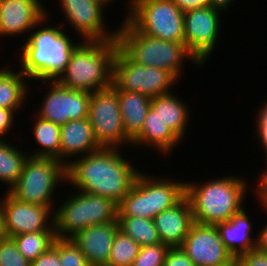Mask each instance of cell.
Instances as JSON below:
<instances>
[{"mask_svg":"<svg viewBox=\"0 0 267 266\" xmlns=\"http://www.w3.org/2000/svg\"><path fill=\"white\" fill-rule=\"evenodd\" d=\"M120 150L101 148L73 159L66 166V183L75 191L106 197L119 204L140 172Z\"/></svg>","mask_w":267,"mask_h":266,"instance_id":"1","label":"cell"},{"mask_svg":"<svg viewBox=\"0 0 267 266\" xmlns=\"http://www.w3.org/2000/svg\"><path fill=\"white\" fill-rule=\"evenodd\" d=\"M48 11L47 15L31 30L27 39L25 38L21 46V58L18 61L20 70L29 80H35V82L56 81L65 71L71 54L81 43L72 41L70 34L68 36L63 30V22L57 26L49 25L47 22L51 19Z\"/></svg>","mask_w":267,"mask_h":266,"instance_id":"2","label":"cell"},{"mask_svg":"<svg viewBox=\"0 0 267 266\" xmlns=\"http://www.w3.org/2000/svg\"><path fill=\"white\" fill-rule=\"evenodd\" d=\"M193 182L185 183V195L191 203L193 221L203 225L229 220L244 207L246 195L251 189V183L242 176L217 177L203 181V184Z\"/></svg>","mask_w":267,"mask_h":266,"instance_id":"3","label":"cell"},{"mask_svg":"<svg viewBox=\"0 0 267 266\" xmlns=\"http://www.w3.org/2000/svg\"><path fill=\"white\" fill-rule=\"evenodd\" d=\"M120 24L117 26L116 35L118 49L130 61L147 67L166 69L177 79H181V75L184 74L181 70L187 59L193 62L196 68H202V65L186 49L185 43L145 35L138 32L125 18Z\"/></svg>","mask_w":267,"mask_h":266,"instance_id":"4","label":"cell"},{"mask_svg":"<svg viewBox=\"0 0 267 266\" xmlns=\"http://www.w3.org/2000/svg\"><path fill=\"white\" fill-rule=\"evenodd\" d=\"M117 49L116 40L82 41L56 81L66 88L90 93L112 86L113 60Z\"/></svg>","mask_w":267,"mask_h":266,"instance_id":"5","label":"cell"},{"mask_svg":"<svg viewBox=\"0 0 267 266\" xmlns=\"http://www.w3.org/2000/svg\"><path fill=\"white\" fill-rule=\"evenodd\" d=\"M140 171L133 186L118 204V216L153 220L185 196L186 181L168 180L167 175L154 177Z\"/></svg>","mask_w":267,"mask_h":266,"instance_id":"6","label":"cell"},{"mask_svg":"<svg viewBox=\"0 0 267 266\" xmlns=\"http://www.w3.org/2000/svg\"><path fill=\"white\" fill-rule=\"evenodd\" d=\"M70 193L67 201L54 209L56 237L71 238L89 226L118 222V204L112 199L82 191Z\"/></svg>","mask_w":267,"mask_h":266,"instance_id":"7","label":"cell"},{"mask_svg":"<svg viewBox=\"0 0 267 266\" xmlns=\"http://www.w3.org/2000/svg\"><path fill=\"white\" fill-rule=\"evenodd\" d=\"M126 20L150 37L185 43L184 12L172 0H127Z\"/></svg>","mask_w":267,"mask_h":266,"instance_id":"8","label":"cell"},{"mask_svg":"<svg viewBox=\"0 0 267 266\" xmlns=\"http://www.w3.org/2000/svg\"><path fill=\"white\" fill-rule=\"evenodd\" d=\"M61 182L66 184V166L61 161L28 156L17 183L7 192L24 203L53 206L52 197Z\"/></svg>","mask_w":267,"mask_h":266,"instance_id":"9","label":"cell"},{"mask_svg":"<svg viewBox=\"0 0 267 266\" xmlns=\"http://www.w3.org/2000/svg\"><path fill=\"white\" fill-rule=\"evenodd\" d=\"M88 119L101 148H124L132 140L124 130L117 88L112 86L91 93ZM123 145V147H122Z\"/></svg>","mask_w":267,"mask_h":266,"instance_id":"10","label":"cell"},{"mask_svg":"<svg viewBox=\"0 0 267 266\" xmlns=\"http://www.w3.org/2000/svg\"><path fill=\"white\" fill-rule=\"evenodd\" d=\"M178 81L168 70L136 64L117 49L113 60L112 84L118 90L139 92L153 98L170 93Z\"/></svg>","mask_w":267,"mask_h":266,"instance_id":"11","label":"cell"},{"mask_svg":"<svg viewBox=\"0 0 267 266\" xmlns=\"http://www.w3.org/2000/svg\"><path fill=\"white\" fill-rule=\"evenodd\" d=\"M220 13L223 11L213 6L184 11L185 47L202 66L210 59L218 43Z\"/></svg>","mask_w":267,"mask_h":266,"instance_id":"12","label":"cell"},{"mask_svg":"<svg viewBox=\"0 0 267 266\" xmlns=\"http://www.w3.org/2000/svg\"><path fill=\"white\" fill-rule=\"evenodd\" d=\"M5 237L11 238L29 232L55 231L54 206L21 202L7 191L0 198Z\"/></svg>","mask_w":267,"mask_h":266,"instance_id":"13","label":"cell"},{"mask_svg":"<svg viewBox=\"0 0 267 266\" xmlns=\"http://www.w3.org/2000/svg\"><path fill=\"white\" fill-rule=\"evenodd\" d=\"M39 83H44L48 91L38 106V116L58 125L88 117L90 92L66 88L57 81Z\"/></svg>","mask_w":267,"mask_h":266,"instance_id":"14","label":"cell"},{"mask_svg":"<svg viewBox=\"0 0 267 266\" xmlns=\"http://www.w3.org/2000/svg\"><path fill=\"white\" fill-rule=\"evenodd\" d=\"M65 20L82 36L81 41L116 40L117 29L107 30L104 8L107 5L102 0H59ZM110 31V32H108Z\"/></svg>","mask_w":267,"mask_h":266,"instance_id":"15","label":"cell"},{"mask_svg":"<svg viewBox=\"0 0 267 266\" xmlns=\"http://www.w3.org/2000/svg\"><path fill=\"white\" fill-rule=\"evenodd\" d=\"M181 248L195 266H228L235 261L221 241L215 225L194 222Z\"/></svg>","mask_w":267,"mask_h":266,"instance_id":"16","label":"cell"},{"mask_svg":"<svg viewBox=\"0 0 267 266\" xmlns=\"http://www.w3.org/2000/svg\"><path fill=\"white\" fill-rule=\"evenodd\" d=\"M41 0H3L0 14V38L22 36L47 15ZM29 32V33H28Z\"/></svg>","mask_w":267,"mask_h":266,"instance_id":"17","label":"cell"},{"mask_svg":"<svg viewBox=\"0 0 267 266\" xmlns=\"http://www.w3.org/2000/svg\"><path fill=\"white\" fill-rule=\"evenodd\" d=\"M118 229V222L92 225L77 232L71 239L83 252L90 266H106Z\"/></svg>","mask_w":267,"mask_h":266,"instance_id":"18","label":"cell"},{"mask_svg":"<svg viewBox=\"0 0 267 266\" xmlns=\"http://www.w3.org/2000/svg\"><path fill=\"white\" fill-rule=\"evenodd\" d=\"M153 222L161 243L169 247H181L194 223L189 198L185 195L173 207L155 216Z\"/></svg>","mask_w":267,"mask_h":266,"instance_id":"19","label":"cell"},{"mask_svg":"<svg viewBox=\"0 0 267 266\" xmlns=\"http://www.w3.org/2000/svg\"><path fill=\"white\" fill-rule=\"evenodd\" d=\"M100 149L101 147L94 137L92 125L88 117L79 120H70L61 125L60 161L65 166L72 159L96 152Z\"/></svg>","mask_w":267,"mask_h":266,"instance_id":"20","label":"cell"},{"mask_svg":"<svg viewBox=\"0 0 267 266\" xmlns=\"http://www.w3.org/2000/svg\"><path fill=\"white\" fill-rule=\"evenodd\" d=\"M246 212V208L243 207L229 220L215 225L221 241L235 260L256 247L257 237H254L255 234L252 235V220Z\"/></svg>","mask_w":267,"mask_h":266,"instance_id":"21","label":"cell"},{"mask_svg":"<svg viewBox=\"0 0 267 266\" xmlns=\"http://www.w3.org/2000/svg\"><path fill=\"white\" fill-rule=\"evenodd\" d=\"M182 143L174 132L164 124L158 113L150 107L147 112L145 122L141 132L132 140L131 148L147 146L165 155V157L174 150L173 147ZM173 149V150H172Z\"/></svg>","mask_w":267,"mask_h":266,"instance_id":"22","label":"cell"},{"mask_svg":"<svg viewBox=\"0 0 267 266\" xmlns=\"http://www.w3.org/2000/svg\"><path fill=\"white\" fill-rule=\"evenodd\" d=\"M175 92L159 95L151 99V107L158 113L164 124L182 141L189 126L190 108Z\"/></svg>","mask_w":267,"mask_h":266,"instance_id":"23","label":"cell"},{"mask_svg":"<svg viewBox=\"0 0 267 266\" xmlns=\"http://www.w3.org/2000/svg\"><path fill=\"white\" fill-rule=\"evenodd\" d=\"M119 107L126 135L133 140L142 130L148 110L151 107V97L132 91L117 89Z\"/></svg>","mask_w":267,"mask_h":266,"instance_id":"24","label":"cell"},{"mask_svg":"<svg viewBox=\"0 0 267 266\" xmlns=\"http://www.w3.org/2000/svg\"><path fill=\"white\" fill-rule=\"evenodd\" d=\"M29 82L31 81L20 69L15 72L13 68L3 66L0 69V107L18 114L23 105L27 104L29 89H32Z\"/></svg>","mask_w":267,"mask_h":266,"instance_id":"25","label":"cell"},{"mask_svg":"<svg viewBox=\"0 0 267 266\" xmlns=\"http://www.w3.org/2000/svg\"><path fill=\"white\" fill-rule=\"evenodd\" d=\"M33 124L32 134L37 146L41 149L30 151L29 156L54 158L60 161V131L61 125L55 124L49 120L37 115Z\"/></svg>","mask_w":267,"mask_h":266,"instance_id":"26","label":"cell"},{"mask_svg":"<svg viewBox=\"0 0 267 266\" xmlns=\"http://www.w3.org/2000/svg\"><path fill=\"white\" fill-rule=\"evenodd\" d=\"M11 143L8 139H0V184L4 185L5 183L9 187L7 190L17 183L29 156L28 153L23 152V149L17 148Z\"/></svg>","mask_w":267,"mask_h":266,"instance_id":"27","label":"cell"},{"mask_svg":"<svg viewBox=\"0 0 267 266\" xmlns=\"http://www.w3.org/2000/svg\"><path fill=\"white\" fill-rule=\"evenodd\" d=\"M119 229L141 247L161 243L153 220L140 217L118 216Z\"/></svg>","mask_w":267,"mask_h":266,"instance_id":"28","label":"cell"},{"mask_svg":"<svg viewBox=\"0 0 267 266\" xmlns=\"http://www.w3.org/2000/svg\"><path fill=\"white\" fill-rule=\"evenodd\" d=\"M18 251L30 262L46 252L56 238L55 231L29 232L11 237Z\"/></svg>","mask_w":267,"mask_h":266,"instance_id":"29","label":"cell"},{"mask_svg":"<svg viewBox=\"0 0 267 266\" xmlns=\"http://www.w3.org/2000/svg\"><path fill=\"white\" fill-rule=\"evenodd\" d=\"M140 247L135 240L118 229L106 266H132Z\"/></svg>","mask_w":267,"mask_h":266,"instance_id":"30","label":"cell"},{"mask_svg":"<svg viewBox=\"0 0 267 266\" xmlns=\"http://www.w3.org/2000/svg\"><path fill=\"white\" fill-rule=\"evenodd\" d=\"M169 248L163 243L142 246L132 266H163Z\"/></svg>","mask_w":267,"mask_h":266,"instance_id":"31","label":"cell"},{"mask_svg":"<svg viewBox=\"0 0 267 266\" xmlns=\"http://www.w3.org/2000/svg\"><path fill=\"white\" fill-rule=\"evenodd\" d=\"M59 257L61 266H90L71 238H59Z\"/></svg>","mask_w":267,"mask_h":266,"instance_id":"32","label":"cell"},{"mask_svg":"<svg viewBox=\"0 0 267 266\" xmlns=\"http://www.w3.org/2000/svg\"><path fill=\"white\" fill-rule=\"evenodd\" d=\"M31 262L19 251L12 238L0 239V266H30Z\"/></svg>","mask_w":267,"mask_h":266,"instance_id":"33","label":"cell"},{"mask_svg":"<svg viewBox=\"0 0 267 266\" xmlns=\"http://www.w3.org/2000/svg\"><path fill=\"white\" fill-rule=\"evenodd\" d=\"M262 105L261 108L259 106V110L258 108L256 110L258 113L255 115L257 116L255 117L257 118L255 119V134L257 135L260 142L259 144H261L264 153H267V102H264Z\"/></svg>","mask_w":267,"mask_h":266,"instance_id":"34","label":"cell"},{"mask_svg":"<svg viewBox=\"0 0 267 266\" xmlns=\"http://www.w3.org/2000/svg\"><path fill=\"white\" fill-rule=\"evenodd\" d=\"M30 266H61L59 257V237H56L53 245L37 259L31 261Z\"/></svg>","mask_w":267,"mask_h":266,"instance_id":"35","label":"cell"},{"mask_svg":"<svg viewBox=\"0 0 267 266\" xmlns=\"http://www.w3.org/2000/svg\"><path fill=\"white\" fill-rule=\"evenodd\" d=\"M163 266H195L181 247H170Z\"/></svg>","mask_w":267,"mask_h":266,"instance_id":"36","label":"cell"},{"mask_svg":"<svg viewBox=\"0 0 267 266\" xmlns=\"http://www.w3.org/2000/svg\"><path fill=\"white\" fill-rule=\"evenodd\" d=\"M237 261L242 266H267V253L255 248L241 255Z\"/></svg>","mask_w":267,"mask_h":266,"instance_id":"37","label":"cell"},{"mask_svg":"<svg viewBox=\"0 0 267 266\" xmlns=\"http://www.w3.org/2000/svg\"><path fill=\"white\" fill-rule=\"evenodd\" d=\"M16 116L17 115L13 110L0 107V139L7 133L10 134L13 125H16L14 124Z\"/></svg>","mask_w":267,"mask_h":266,"instance_id":"38","label":"cell"},{"mask_svg":"<svg viewBox=\"0 0 267 266\" xmlns=\"http://www.w3.org/2000/svg\"><path fill=\"white\" fill-rule=\"evenodd\" d=\"M181 11L212 6V0H172Z\"/></svg>","mask_w":267,"mask_h":266,"instance_id":"39","label":"cell"},{"mask_svg":"<svg viewBox=\"0 0 267 266\" xmlns=\"http://www.w3.org/2000/svg\"><path fill=\"white\" fill-rule=\"evenodd\" d=\"M265 157V163H266V168L263 172H261V174L258 175V179H256L257 181H255L256 186L252 187L254 189L255 192L254 196L256 194L257 198H259L266 190H267V153H265L264 155Z\"/></svg>","mask_w":267,"mask_h":266,"instance_id":"40","label":"cell"},{"mask_svg":"<svg viewBox=\"0 0 267 266\" xmlns=\"http://www.w3.org/2000/svg\"><path fill=\"white\" fill-rule=\"evenodd\" d=\"M267 212V209H264ZM256 249L267 253V223L261 227L256 235Z\"/></svg>","mask_w":267,"mask_h":266,"instance_id":"41","label":"cell"},{"mask_svg":"<svg viewBox=\"0 0 267 266\" xmlns=\"http://www.w3.org/2000/svg\"><path fill=\"white\" fill-rule=\"evenodd\" d=\"M233 1L235 0H212V6L216 9L224 11L232 5Z\"/></svg>","mask_w":267,"mask_h":266,"instance_id":"42","label":"cell"},{"mask_svg":"<svg viewBox=\"0 0 267 266\" xmlns=\"http://www.w3.org/2000/svg\"><path fill=\"white\" fill-rule=\"evenodd\" d=\"M260 203H257L261 205L263 208L262 209H267V190L259 197L257 198Z\"/></svg>","mask_w":267,"mask_h":266,"instance_id":"43","label":"cell"},{"mask_svg":"<svg viewBox=\"0 0 267 266\" xmlns=\"http://www.w3.org/2000/svg\"><path fill=\"white\" fill-rule=\"evenodd\" d=\"M5 237L4 230H3V213L0 206V239Z\"/></svg>","mask_w":267,"mask_h":266,"instance_id":"44","label":"cell"},{"mask_svg":"<svg viewBox=\"0 0 267 266\" xmlns=\"http://www.w3.org/2000/svg\"><path fill=\"white\" fill-rule=\"evenodd\" d=\"M106 5H112V3L116 0H102ZM111 3V4H109Z\"/></svg>","mask_w":267,"mask_h":266,"instance_id":"45","label":"cell"},{"mask_svg":"<svg viewBox=\"0 0 267 266\" xmlns=\"http://www.w3.org/2000/svg\"><path fill=\"white\" fill-rule=\"evenodd\" d=\"M234 266H242L237 260L234 261Z\"/></svg>","mask_w":267,"mask_h":266,"instance_id":"46","label":"cell"},{"mask_svg":"<svg viewBox=\"0 0 267 266\" xmlns=\"http://www.w3.org/2000/svg\"><path fill=\"white\" fill-rule=\"evenodd\" d=\"M3 0H0V14H1V6H2Z\"/></svg>","mask_w":267,"mask_h":266,"instance_id":"47","label":"cell"},{"mask_svg":"<svg viewBox=\"0 0 267 266\" xmlns=\"http://www.w3.org/2000/svg\"><path fill=\"white\" fill-rule=\"evenodd\" d=\"M228 266H234V262H232L231 264H229Z\"/></svg>","mask_w":267,"mask_h":266,"instance_id":"48","label":"cell"}]
</instances>
